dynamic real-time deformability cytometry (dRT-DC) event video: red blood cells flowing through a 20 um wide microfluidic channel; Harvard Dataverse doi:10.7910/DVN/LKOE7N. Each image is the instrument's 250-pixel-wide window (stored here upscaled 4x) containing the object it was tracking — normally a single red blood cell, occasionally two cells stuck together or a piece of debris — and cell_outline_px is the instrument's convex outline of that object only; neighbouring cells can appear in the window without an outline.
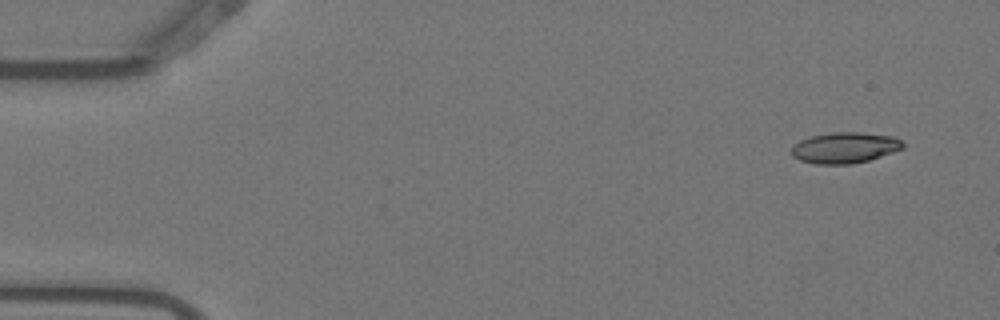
{"species": "Egyptian fruit bat (a non-hibernating species)", "species_latin": "Rousettus aegyptiacus", "temperature_condition": "warm", "stored_images_in_passage": 7, "camera_frame_rate_fps": 3000, "um_per_image_px": 0.085, "animal": {"sex": "female"}, "frame": {"image": 1, "passage_image": 1, "time_ms": 0.0, "image_size_px": [1000, 320], "cell_outline_px": [[904, 148], [868, 160], [852, 164], [816, 164], [800, 160], [792, 156], [792, 148], [800, 140], [808, 136], [832, 132], [860, 132], [892, 136], [900, 140], [904, 144]], "centroid_in_image_um": [71.79, 12.55], "position_along_channel_um": 13.2, "area_um2": 20.0}}
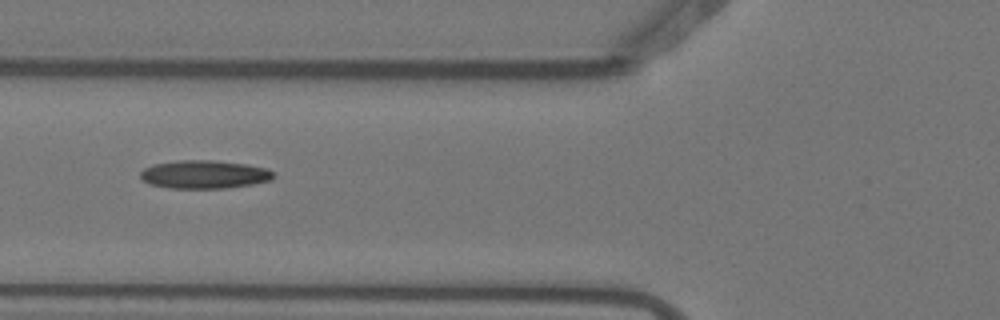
{"frame": {"image": 2, "passage_image": 6, "time_ms": 1.667, "image_size_px": [1000, 320], "cell_outline_px": [[276, 176], [272, 180], [252, 184], [224, 188], [168, 188], [148, 184], [140, 176], [140, 172], [144, 168], [152, 164], [180, 160], [212, 160], [248, 164], [268, 168]], "centroid_in_image_um": [17.37, 14.82], "position_along_channel_um": 108.4, "area_um2": 22.08}}
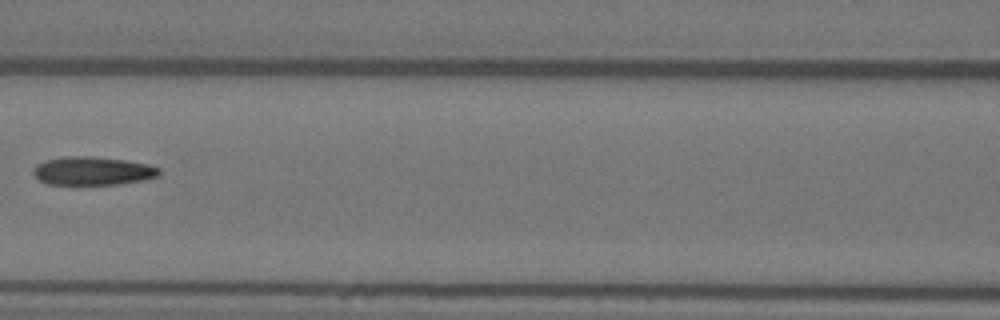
{"frame": {"image": 3, "passage_image": 7, "time_ms": 2.0, "image_size_px": [1000, 320], "cell_outline_px": [[160, 176], [144, 180], [116, 184], [48, 184], [40, 180], [32, 172], [36, 164], [44, 160], [64, 156], [92, 156], [124, 160], [148, 164], [160, 168]], "centroid_in_image_um": [7.88, 14.52], "position_along_channel_um": 158.7, "area_um2": 20.87}}